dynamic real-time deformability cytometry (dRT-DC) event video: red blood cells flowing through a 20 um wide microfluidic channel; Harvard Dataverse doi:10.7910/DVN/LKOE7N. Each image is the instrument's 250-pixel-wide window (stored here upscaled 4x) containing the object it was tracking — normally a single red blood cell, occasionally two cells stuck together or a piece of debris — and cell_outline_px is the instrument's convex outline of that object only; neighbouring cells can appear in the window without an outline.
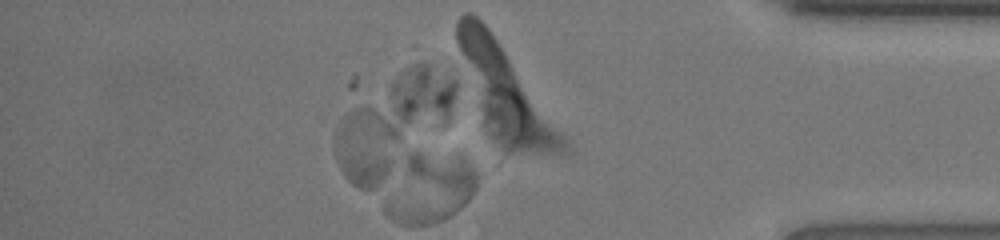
{"species": "human", "species_latin": "Homo sapiens", "temperature_condition": "room temperature", "stored_images_in_passage": 35, "camera_frame_rate_fps": 3000, "um_per_image_px": 0.085, "donor": {"sex": "female"}, "frame": {"image": 1, "passage_image": 35, "time_ms": 11.333, "image_size_px": [1000, 240], "cell_outline_px": [[572, 152], [568, 156], [564, 156], [508, 152], [500, 148], [484, 128], [456, 40], [456, 20], [464, 12], [472, 12], [488, 28], [568, 140]], "centroid_in_image_um": [42.98, 8.08], "position_along_channel_um": 392.2, "area_um2": 56.18}}